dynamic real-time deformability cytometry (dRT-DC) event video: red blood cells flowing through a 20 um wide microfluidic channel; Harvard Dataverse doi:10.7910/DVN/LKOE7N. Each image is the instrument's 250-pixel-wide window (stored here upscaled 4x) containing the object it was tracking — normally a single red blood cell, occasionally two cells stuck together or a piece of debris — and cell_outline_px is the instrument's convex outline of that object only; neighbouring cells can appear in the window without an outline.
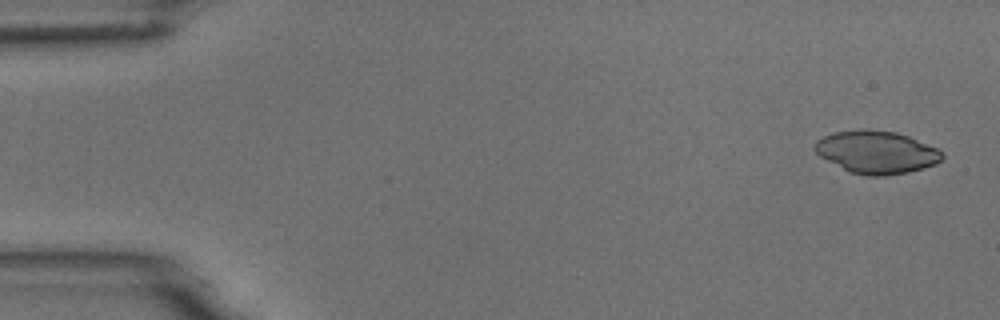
{"species": "common noctule bat (a hibernating species)", "species_latin": "Nyctalus noctula", "temperature_condition": "room temperature", "stored_images_in_passage": 6, "camera_frame_rate_fps": 3000, "um_per_image_px": 0.085, "animal": {"sex": "male", "body_mass_g": 18.8}, "frame": {"image": 1, "passage_image": 1, "time_ms": 0.0, "image_size_px": [1000, 320], "cell_outline_px": [[944, 156], [936, 164], [924, 168], [908, 172], [884, 176], [868, 176], [848, 172], [820, 156], [812, 148], [816, 140], [824, 136], [836, 132], [864, 128], [896, 132], [908, 136], [940, 148], [944, 152]], "centroid_in_image_um": [74.52, 12.93], "position_along_channel_um": 10.5, "area_um2": 32.02}}